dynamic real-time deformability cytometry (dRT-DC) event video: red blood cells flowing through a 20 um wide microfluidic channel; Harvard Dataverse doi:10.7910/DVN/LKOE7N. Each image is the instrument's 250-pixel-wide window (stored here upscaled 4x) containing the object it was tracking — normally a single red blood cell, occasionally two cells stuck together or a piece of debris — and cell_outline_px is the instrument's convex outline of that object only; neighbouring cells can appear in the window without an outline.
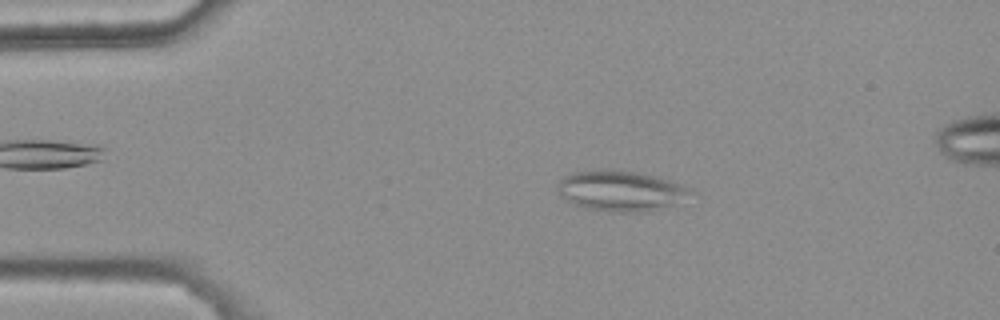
{"species": "common noctule bat (a hibernating species)", "species_latin": "Nyctalus noctula", "temperature_condition": "warm", "stored_images_in_passage": 38, "camera_frame_rate_fps": 3000, "um_per_image_px": 0.085, "animal": {"sex": "female", "body_mass_g": 25.1}, "frame": {"image": 1, "passage_image": 2, "time_ms": 0.333, "image_size_px": [1000, 320], "cell_outline_px": [[692, 188], [668, 204], [652, 212], [612, 212], [584, 208], [560, 196], [556, 184], [560, 180], [576, 172], [640, 172], [656, 176], [684, 184]], "centroid_in_image_um": [52.7, 16.25], "position_along_channel_um": 32.3, "area_um2": 29.88}}
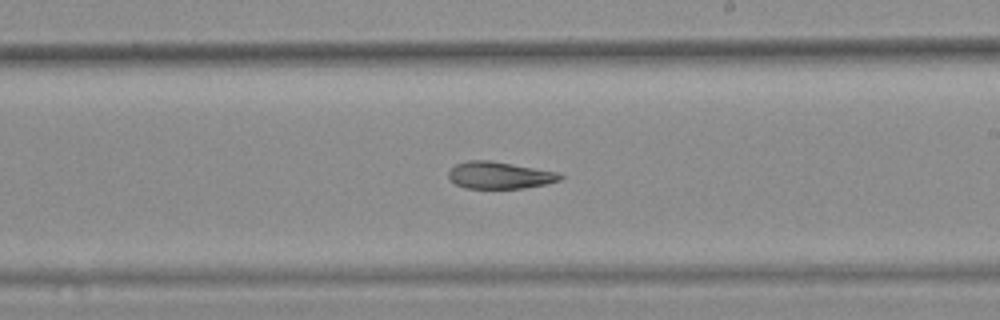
{"frame": {"image": 2, "passage_image": 23, "time_ms": 7.333, "image_size_px": [1000, 320], "cell_outline_px": [[564, 176], [560, 180], [544, 184], [524, 188], [464, 188], [456, 184], [448, 176], [448, 172], [456, 164], [468, 160], [488, 160], [512, 164], [556, 172]], "centroid_in_image_um": [42.43, 14.9], "position_along_channel_um": 246.6, "area_um2": 17.28}}
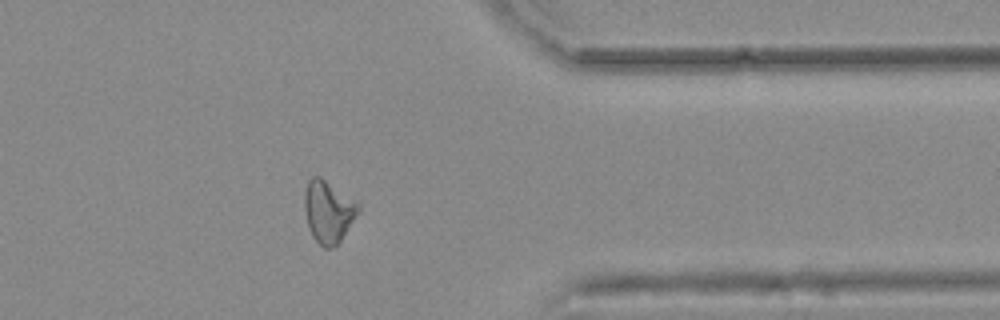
{"frame": {"image": 3, "passage_image": 35, "time_ms": 11.333, "image_size_px": [1000, 320], "cell_outline_px": [[360, 208], [340, 240], [332, 248], [324, 248], [312, 236], [308, 228], [304, 208], [304, 192], [308, 180], [312, 176], [320, 176], [360, 200]], "centroid_in_image_um": [27.91, 17.92], "position_along_channel_um": 383.5, "area_um2": 19.77}, "authors_computed_cell_mechanics": {"area_um2": 18.8717, "velocity_mm_per_s": 3.7309, "shape_relaxation_time_tau1_ms": null, "shape_relaxation_time_tau2_ms": 7.9624, "deformation_change_tau1": null, "deformation_change_tau2": 0.1757}}